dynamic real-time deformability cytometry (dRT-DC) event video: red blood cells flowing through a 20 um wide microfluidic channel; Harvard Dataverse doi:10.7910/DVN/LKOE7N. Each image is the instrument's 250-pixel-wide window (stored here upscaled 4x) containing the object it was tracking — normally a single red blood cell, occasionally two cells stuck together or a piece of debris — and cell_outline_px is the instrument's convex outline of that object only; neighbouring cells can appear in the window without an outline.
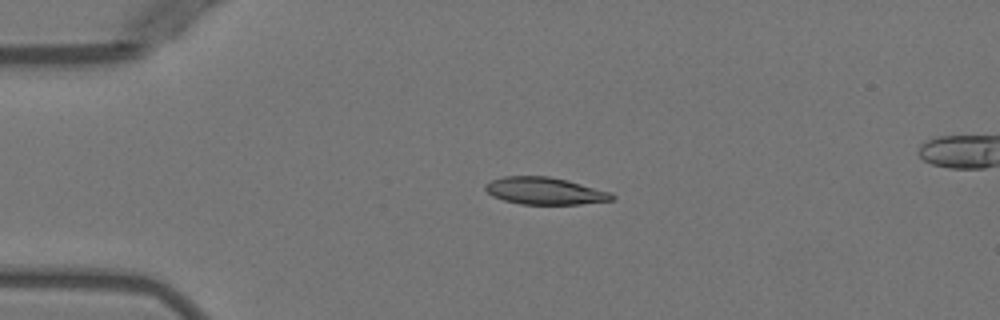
{"species": "Egyptian fruit bat (a non-hibernating species)", "species_latin": "Rousettus aegyptiacus", "temperature_condition": "warm", "stored_images_in_passage": 5, "segment_of_instrument_passage": [1, 2], "camera_frame_rate_fps": 3000, "um_per_image_px": 0.085, "animal": {"sex": "female"}, "frame": {"image": 1, "passage_image": 3, "time_ms": 2.333, "image_size_px": [1000, 320], "cell_outline_px": [[616, 196], [612, 200], [580, 204], [520, 204], [504, 200], [492, 196], [484, 188], [484, 184], [492, 180], [504, 176], [548, 176], [568, 180], [612, 192]], "centroid_in_image_um": [46.32, 16.22], "position_along_channel_um": 38.7, "area_um2": 20.11}}